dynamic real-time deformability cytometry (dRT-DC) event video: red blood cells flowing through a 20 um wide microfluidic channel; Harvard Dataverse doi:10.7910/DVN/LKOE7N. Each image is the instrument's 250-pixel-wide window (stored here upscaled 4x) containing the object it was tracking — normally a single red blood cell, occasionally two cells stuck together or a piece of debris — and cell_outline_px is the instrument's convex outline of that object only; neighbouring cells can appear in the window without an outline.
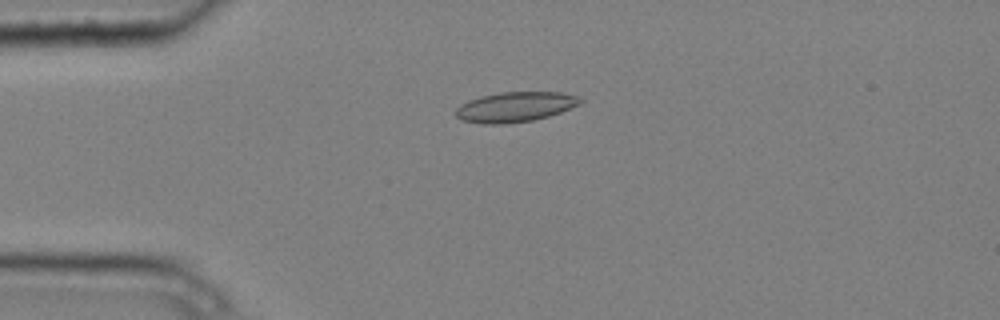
{"species": "common noctule bat (a hibernating species)", "species_latin": "Nyctalus noctula", "temperature_condition": "cold", "stored_images_in_passage": 9, "camera_frame_rate_fps": 3000, "um_per_image_px": 0.085, "animal": {"sex": "male", "body_mass_g": 20.4}, "frame": {"image": 1, "passage_image": 3, "time_ms": 0.667, "image_size_px": [1000, 320], "cell_outline_px": [[584, 100], [580, 104], [560, 112], [548, 116], [532, 120], [504, 124], [480, 124], [460, 120], [456, 116], [456, 108], [460, 104], [468, 100], [480, 96], [500, 92], [560, 92], [580, 96]], "centroid_in_image_um": [43.77, 9.08], "position_along_channel_um": 41.2, "area_um2": 21.96}}
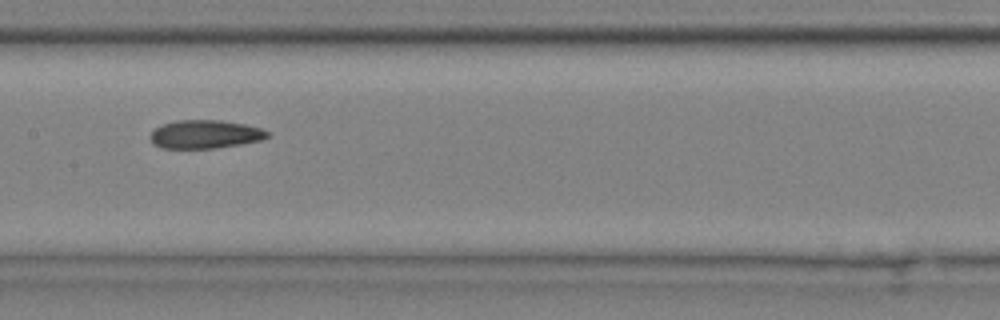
{"frame": {"image": 2, "passage_image": 7, "time_ms": 2.0, "image_size_px": [1000, 320], "cell_outline_px": [[268, 136], [264, 140], [216, 148], [160, 148], [152, 144], [148, 136], [156, 128], [164, 124], [176, 120], [220, 120], [244, 124], [264, 128], [268, 132]], "centroid_in_image_um": [17.43, 11.42], "position_along_channel_um": 190.0, "area_um2": 19.54}}
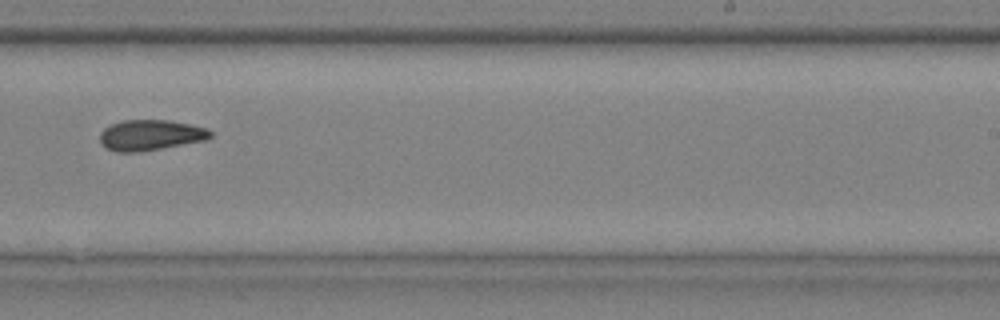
{"frame": {"image": 3, "passage_image": 9, "time_ms": 2.667, "image_size_px": [1000, 320], "cell_outline_px": [[212, 136], [204, 140], [140, 152], [116, 152], [104, 148], [100, 144], [100, 132], [104, 128], [112, 124], [124, 120], [168, 120], [192, 124], [208, 128], [212, 132]], "centroid_in_image_um": [12.76, 11.48], "position_along_channel_um": 276.2, "area_um2": 19.83}}